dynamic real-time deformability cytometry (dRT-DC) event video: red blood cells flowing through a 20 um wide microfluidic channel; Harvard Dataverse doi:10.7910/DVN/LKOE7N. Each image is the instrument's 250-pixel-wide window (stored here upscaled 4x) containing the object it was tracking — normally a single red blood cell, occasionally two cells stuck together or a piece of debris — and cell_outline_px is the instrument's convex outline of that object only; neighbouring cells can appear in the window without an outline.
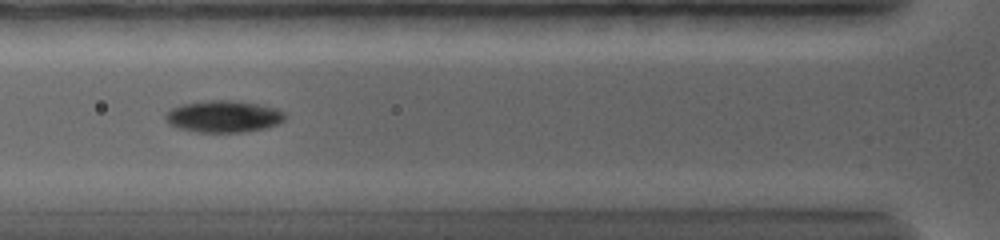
{"species": "common noctule bat (a hibernating species)", "species_latin": "Nyctalus noctula", "temperature_condition": "warm", "stored_images_in_passage": 7, "camera_frame_rate_fps": 5000, "um_per_image_px": 0.085, "animal": {"sex": "female", "body_mass_g": 19.0, "forearm_length_mm": 56.7}, "frame": {"image": 1, "passage_image": 6, "time_ms": 4.4, "image_size_px": [1000, 240], "cell_outline_px": [[284, 120], [276, 124], [264, 128], [244, 132], [200, 132], [176, 128], [168, 124], [164, 116], [172, 108], [184, 104], [208, 100], [232, 100], [260, 104], [276, 108], [284, 112]], "centroid_in_image_um": [18.99, 9.9], "position_along_channel_um": 106.8, "area_um2": 22.08}}